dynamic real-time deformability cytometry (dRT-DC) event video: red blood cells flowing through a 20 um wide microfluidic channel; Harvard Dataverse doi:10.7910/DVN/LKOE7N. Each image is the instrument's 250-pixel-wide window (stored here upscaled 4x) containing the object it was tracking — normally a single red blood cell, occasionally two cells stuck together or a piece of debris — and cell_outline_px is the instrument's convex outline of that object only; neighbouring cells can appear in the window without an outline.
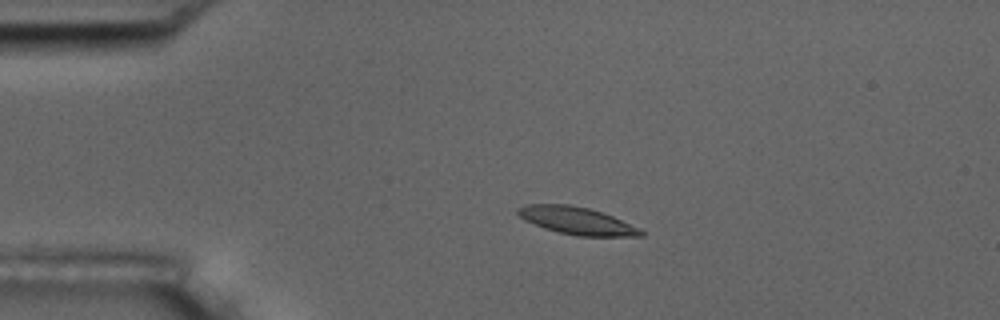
{"species": "common noctule bat (a hibernating species)", "species_latin": "Nyctalus noctula", "temperature_condition": "room temperature", "stored_images_in_passage": 7, "camera_frame_rate_fps": 3000, "um_per_image_px": 0.085, "animal": {"sex": "male", "body_mass_g": 17.5, "forearm_length_mm": 52.3}, "frame": {"image": 1, "passage_image": 4, "time_ms": 3.333, "image_size_px": [1000, 320], "cell_outline_px": [[644, 236], [576, 236], [544, 228], [524, 220], [516, 212], [516, 208], [524, 204], [568, 204], [588, 208], [612, 216], [640, 228], [644, 232]], "centroid_in_image_um": [49.0, 18.75], "position_along_channel_um": 36.0, "area_um2": 19.59}}
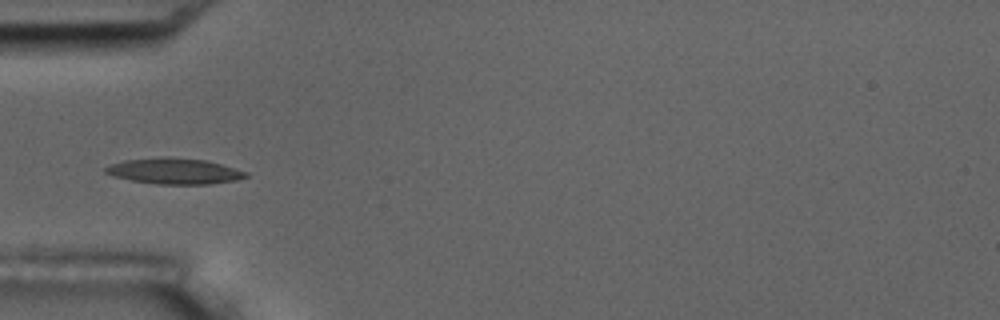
{"frame": {"image": 2, "passage_image": 5, "time_ms": 5.333, "image_size_px": [1000, 320], "cell_outline_px": [[248, 176], [236, 180], [208, 184], [156, 184], [132, 180], [112, 176], [104, 172], [104, 168], [112, 164], [124, 160], [160, 156], [164, 156], [204, 160], [220, 164], [248, 172]], "centroid_in_image_um": [14.79, 14.54], "position_along_channel_um": 70.2, "area_um2": 21.1}}